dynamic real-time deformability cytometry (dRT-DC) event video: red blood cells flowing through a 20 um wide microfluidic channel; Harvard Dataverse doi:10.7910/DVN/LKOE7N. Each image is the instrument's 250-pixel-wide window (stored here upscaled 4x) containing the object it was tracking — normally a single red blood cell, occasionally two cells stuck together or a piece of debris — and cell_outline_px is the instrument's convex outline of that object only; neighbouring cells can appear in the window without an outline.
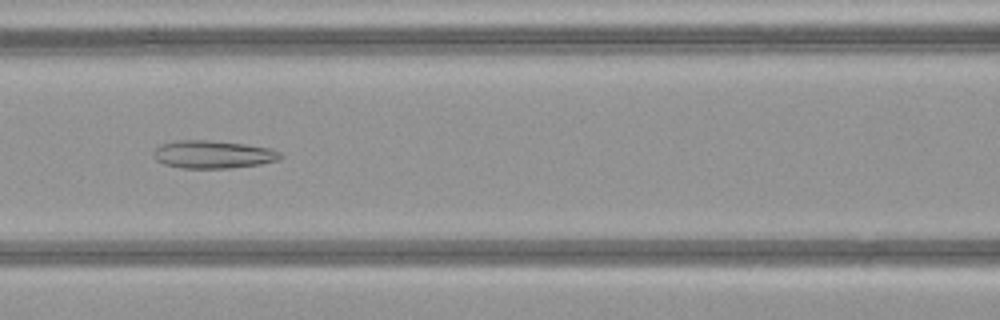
{"species": "common noctule bat (a hibernating species)", "species_latin": "Nyctalus noctula", "temperature_condition": "warm", "stored_images_in_passage": 48, "camera_frame_rate_fps": 3000, "um_per_image_px": 0.085, "animal": {"sex": "female", "body_mass_g": 21.9}, "frame": {"image": 1, "passage_image": 22, "time_ms": 7.0, "image_size_px": [1000, 320], "cell_outline_px": [[284, 156], [280, 160], [260, 164], [228, 168], [180, 168], [164, 164], [156, 160], [152, 156], [152, 152], [160, 144], [176, 140], [208, 140], [244, 144], [272, 148], [280, 152]], "centroid_in_image_um": [18.1, 13.12], "position_along_channel_um": 148.5, "area_um2": 20.81}}
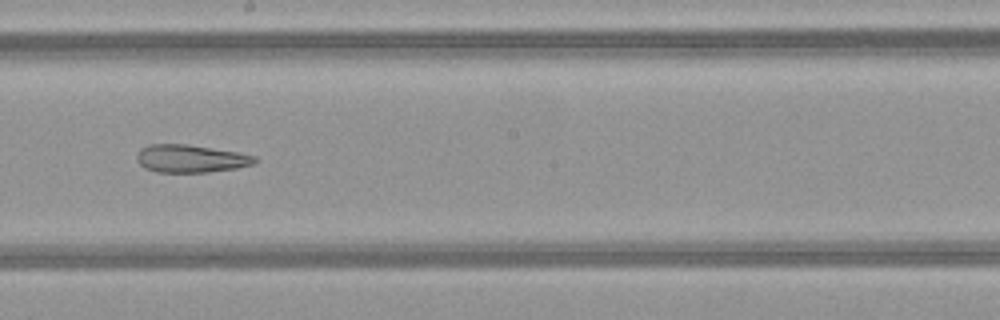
{"frame": {"image": 2, "passage_image": 28, "time_ms": 9.0, "image_size_px": [1000, 320], "cell_outline_px": [[256, 160], [252, 164], [236, 168], [208, 172], [156, 172], [144, 168], [136, 160], [136, 156], [140, 148], [152, 144], [184, 144], [236, 152], [256, 156]], "centroid_in_image_um": [16.15, 13.49], "position_along_channel_um": 232.0, "area_um2": 18.9}}
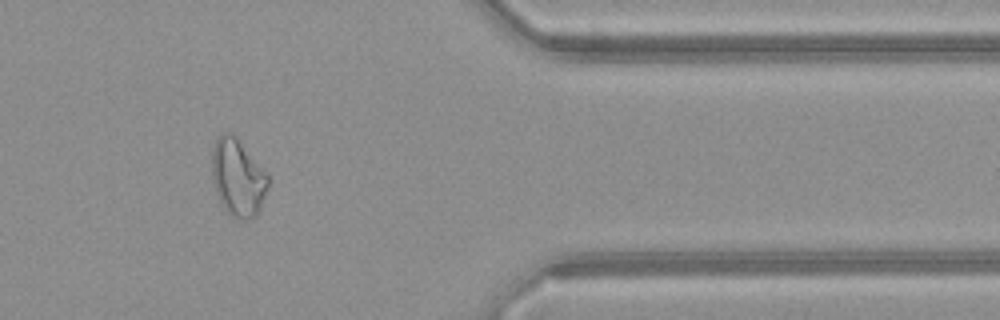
{"frame": {"image": 3, "passage_image": 41, "time_ms": 13.333, "image_size_px": [1000, 320], "cell_outline_px": [[268, 188], [260, 208], [256, 216], [248, 220], [240, 220], [232, 216], [224, 208], [216, 192], [212, 180], [212, 144], [216, 136], [220, 132], [232, 132], [236, 136], [268, 176]], "centroid_in_image_um": [20.18, 15.07], "position_along_channel_um": 391.2, "area_um2": 25.37}, "authors_computed_cell_mechanics": {"area_um2": 25.4898, "velocity_mm_per_s": 4.1806, "shape_relaxation_time_tau1_ms": null, "shape_relaxation_time_tau2_ms": 5.9253, "deformation_change_tau1": null, "deformation_change_tau2": 0.1766}}